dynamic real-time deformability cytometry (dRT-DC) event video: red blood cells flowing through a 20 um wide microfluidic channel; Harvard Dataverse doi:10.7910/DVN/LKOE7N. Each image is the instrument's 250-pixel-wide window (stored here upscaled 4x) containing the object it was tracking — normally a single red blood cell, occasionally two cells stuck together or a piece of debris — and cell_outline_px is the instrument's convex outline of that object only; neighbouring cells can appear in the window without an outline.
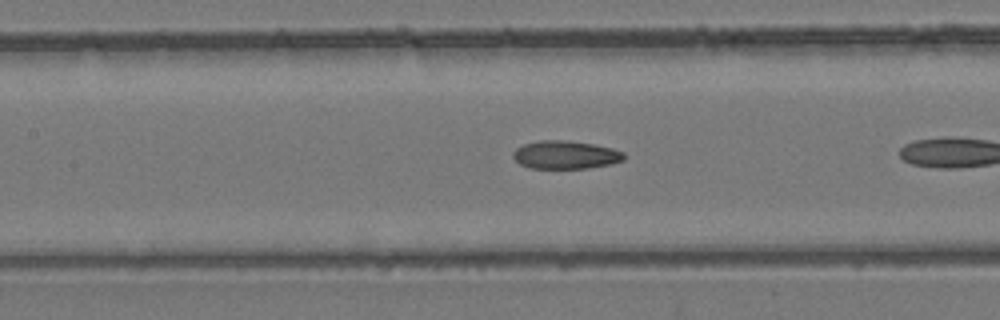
{"species": "common noctule bat (a hibernating species)", "species_latin": "Nyctalus noctula", "temperature_condition": "room temperature", "stored_images_in_passage": 11, "camera_frame_rate_fps": 3000, "um_per_image_px": 0.085, "animal": {"sex": "female", "body_mass_g": 24.6, "forearm_length_mm": 56.2}, "frame": {"image": 1, "passage_image": 7, "time_ms": 2.0, "image_size_px": [1000, 320], "cell_outline_px": [[624, 160], [612, 164], [588, 168], [528, 168], [520, 164], [512, 156], [512, 152], [516, 148], [524, 144], [540, 140], [564, 140], [592, 144], [612, 148], [624, 152]], "centroid_in_image_um": [48.06, 13.16], "position_along_channel_um": 159.3, "area_um2": 18.21}}